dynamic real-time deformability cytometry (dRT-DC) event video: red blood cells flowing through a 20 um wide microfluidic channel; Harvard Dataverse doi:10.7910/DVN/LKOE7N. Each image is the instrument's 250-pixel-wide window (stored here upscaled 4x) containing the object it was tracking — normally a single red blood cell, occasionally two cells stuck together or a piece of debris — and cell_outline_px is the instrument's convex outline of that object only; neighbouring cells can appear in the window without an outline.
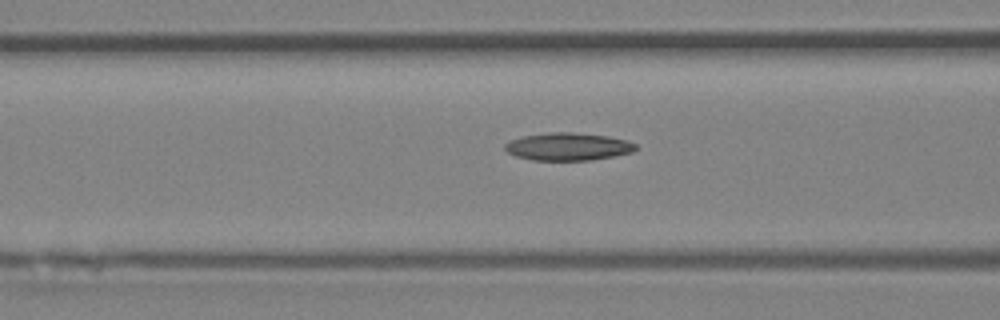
{"species": "Egyptian fruit bat (a non-hibernating species)", "species_latin": "Rousettus aegyptiacus", "temperature_condition": "room temperature", "stored_images_in_passage": 14, "camera_frame_rate_fps": 3000, "um_per_image_px": 0.085, "animal": {"sex": "female"}, "frame": {"image": 1, "passage_image": 12, "time_ms": 3.667, "image_size_px": [1000, 320], "cell_outline_px": [[636, 148], [632, 152], [592, 160], [532, 160], [516, 156], [508, 152], [504, 148], [504, 144], [508, 140], [524, 136], [548, 132], [572, 132], [608, 136], [628, 140], [636, 144]], "centroid_in_image_um": [48.26, 12.45], "position_along_channel_um": 118.3, "area_um2": 21.1}}